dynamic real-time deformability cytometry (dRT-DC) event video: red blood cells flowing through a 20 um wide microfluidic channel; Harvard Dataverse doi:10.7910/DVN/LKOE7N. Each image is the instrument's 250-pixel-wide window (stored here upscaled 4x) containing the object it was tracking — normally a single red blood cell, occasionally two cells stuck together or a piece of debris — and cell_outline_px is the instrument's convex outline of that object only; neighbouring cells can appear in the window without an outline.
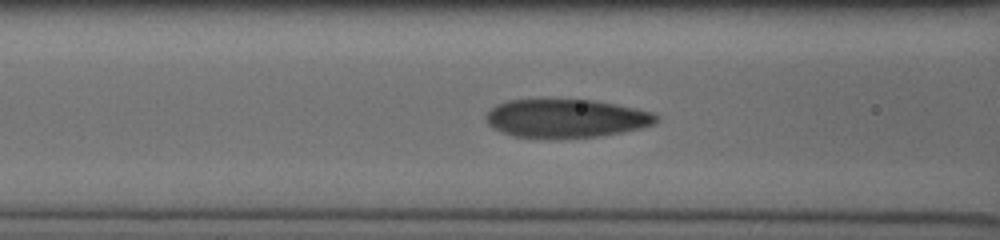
{"species": "human", "species_latin": "Homo sapiens", "temperature_condition": "cold", "stored_images_in_passage": 27, "camera_frame_rate_fps": 3000, "um_per_image_px": 0.085, "donor": {"sex": "male"}, "frame": {"image": 1, "passage_image": 6, "time_ms": 1.667, "image_size_px": [1000, 240], "cell_outline_px": [[660, 120], [656, 124], [640, 128], [620, 132], [596, 136], [560, 140], [556, 140], [516, 136], [500, 132], [488, 124], [484, 120], [484, 116], [496, 104], [508, 100], [592, 100], [652, 112]], "centroid_in_image_um": [48.06, 10.09], "position_along_channel_um": 118.5, "area_um2": 38.32}}
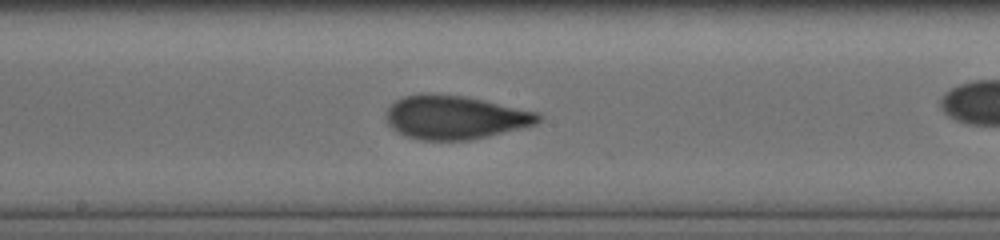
{"frame": {"image": 2, "passage_image": 13, "time_ms": 4.0, "image_size_px": [1000, 240], "cell_outline_px": [[544, 116], [536, 124], [468, 140], [424, 140], [408, 136], [396, 132], [388, 124], [388, 108], [396, 100], [404, 96], [420, 92], [464, 96], [484, 100], [540, 112]], "centroid_in_image_um": [38.69, 9.95], "position_along_channel_um": 209.5, "area_um2": 38.49}}
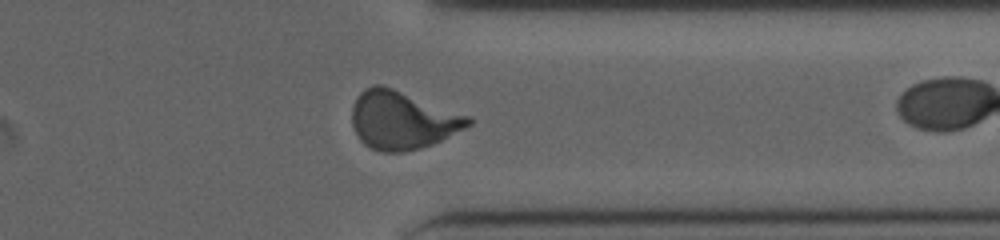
{"frame": {"image": 3, "passage_image": 26, "time_ms": 8.333, "image_size_px": [1000, 240], "cell_outline_px": [[472, 124], [432, 144], [420, 148], [404, 152], [380, 152], [364, 144], [360, 140], [352, 124], [352, 108], [356, 96], [364, 88], [372, 84], [380, 84], [392, 88], [472, 116]], "centroid_in_image_um": [34.18, 10.2], "position_along_channel_um": 377.2, "area_um2": 39.42}}